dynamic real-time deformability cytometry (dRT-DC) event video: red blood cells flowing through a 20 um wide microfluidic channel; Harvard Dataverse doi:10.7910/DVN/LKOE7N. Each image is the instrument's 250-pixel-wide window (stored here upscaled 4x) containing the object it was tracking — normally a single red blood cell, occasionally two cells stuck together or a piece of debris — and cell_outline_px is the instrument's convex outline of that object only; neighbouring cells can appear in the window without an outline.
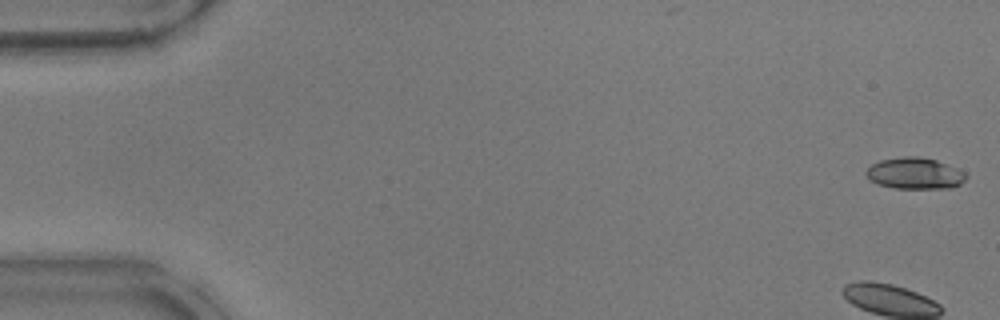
{"species": "common noctule bat (a hibernating species)", "species_latin": "Nyctalus noctula", "temperature_condition": "warm", "stored_images_in_passage": 52, "camera_frame_rate_fps": 3000, "um_per_image_px": 0.085, "animal": {"sex": "male", "body_mass_g": 17.9}, "frame": {"image": 1, "passage_image": 1, "time_ms": 0.0, "image_size_px": [1000, 320], "cell_outline_px": [[968, 176], [960, 184], [952, 188], [892, 188], [876, 184], [868, 180], [864, 172], [872, 164], [880, 160], [904, 156], [920, 156], [936, 160], [964, 172]], "centroid_in_image_um": [77.71, 14.74], "position_along_channel_um": 7.3, "area_um2": 18.38}}